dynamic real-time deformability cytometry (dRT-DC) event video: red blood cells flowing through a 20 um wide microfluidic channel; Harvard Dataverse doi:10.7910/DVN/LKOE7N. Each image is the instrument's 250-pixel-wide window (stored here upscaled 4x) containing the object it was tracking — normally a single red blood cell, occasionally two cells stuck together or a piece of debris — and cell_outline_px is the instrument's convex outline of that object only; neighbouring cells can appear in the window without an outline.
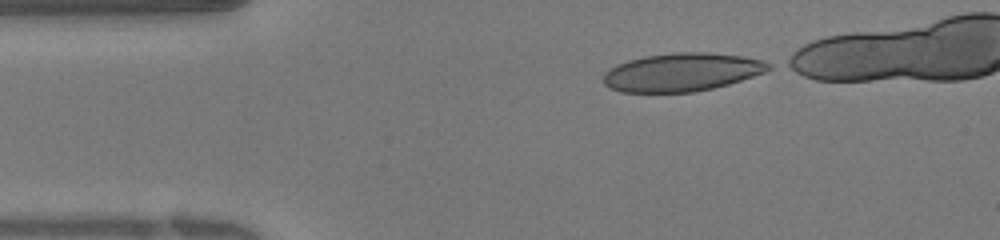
{"species": "human", "species_latin": "Homo sapiens", "temperature_condition": "warm", "stored_images_in_passage": 26, "camera_frame_rate_fps": 3000, "um_per_image_px": 0.085, "donor": {"sex": "female"}, "frame": {"image": 1, "passage_image": 1, "time_ms": 0.0, "image_size_px": [1000, 240], "cell_outline_px": [[772, 68], [764, 72], [728, 84], [696, 92], [620, 92], [604, 84], [604, 72], [616, 64], [628, 60], [644, 56], [676, 52], [708, 52], [744, 56], [760, 60], [772, 64]], "centroid_in_image_um": [57.95, 6.13], "position_along_channel_um": 27.1, "area_um2": 36.76}}
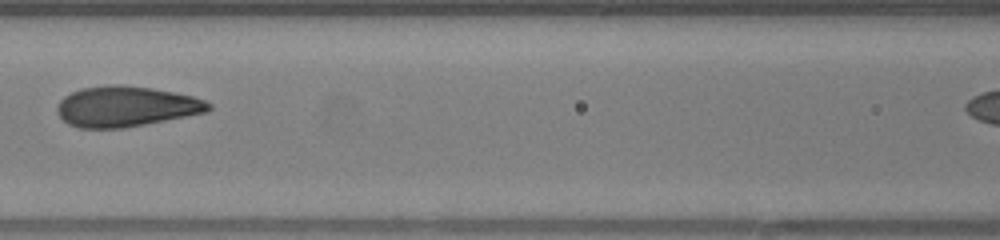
{"frame": {"image": 2, "passage_image": 11, "time_ms": 3.333, "image_size_px": [1000, 240], "cell_outline_px": [[212, 108], [208, 112], [124, 128], [80, 128], [68, 124], [56, 112], [56, 108], [60, 100], [64, 96], [80, 88], [112, 84], [120, 84], [152, 88], [176, 92], [192, 96], [204, 100], [212, 104]], "centroid_in_image_um": [10.71, 9.04], "position_along_channel_um": 155.9, "area_um2": 35.89}}
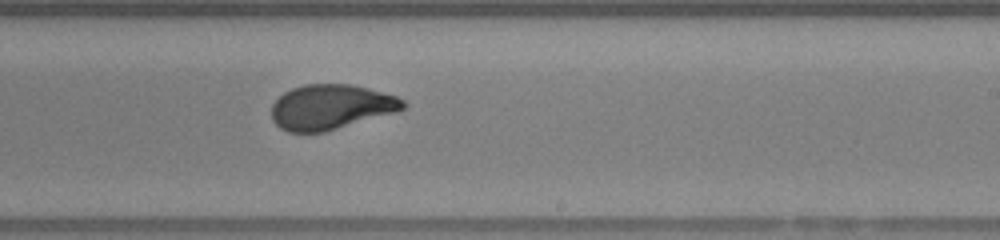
{"frame": {"image": 3, "passage_image": 17, "time_ms": 5.333, "image_size_px": [1000, 240], "cell_outline_px": [[408, 104], [404, 108], [396, 112], [324, 132], [288, 132], [280, 128], [272, 120], [272, 104], [284, 92], [292, 88], [304, 84], [352, 84], [368, 88], [396, 96], [404, 100]], "centroid_in_image_um": [28.13, 9.09], "position_along_channel_um": 260.9, "area_um2": 34.45}}